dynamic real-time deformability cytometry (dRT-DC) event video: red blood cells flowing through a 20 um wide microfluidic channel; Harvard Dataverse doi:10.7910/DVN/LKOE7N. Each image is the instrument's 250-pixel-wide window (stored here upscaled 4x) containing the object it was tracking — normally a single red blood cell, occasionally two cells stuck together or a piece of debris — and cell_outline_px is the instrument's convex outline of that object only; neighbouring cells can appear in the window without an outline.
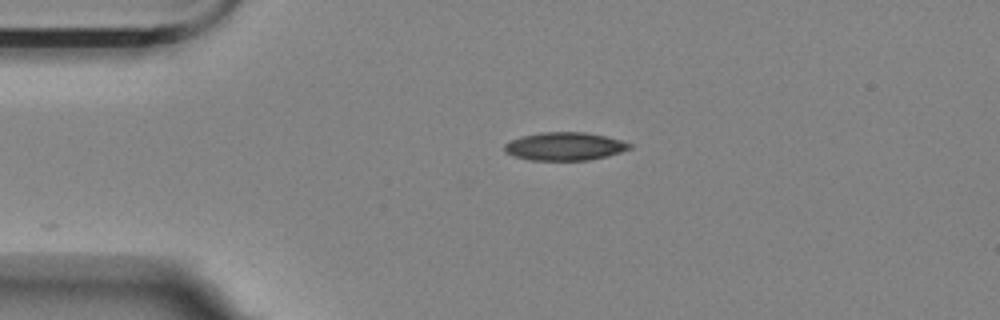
{"species": "Egyptian fruit bat (a non-hibernating species)", "species_latin": "Rousettus aegyptiacus", "temperature_condition": "room temperature", "stored_images_in_passage": 34, "camera_frame_rate_fps": 3000, "um_per_image_px": 0.085, "animal": {"sex": "female"}, "frame": {"image": 1, "passage_image": 1, "time_ms": 0.0, "image_size_px": [1000, 320], "cell_outline_px": [[632, 148], [608, 156], [588, 160], [532, 160], [512, 156], [504, 152], [504, 144], [520, 136], [540, 132], [584, 132], [604, 136], [620, 140], [632, 144]], "centroid_in_image_um": [47.97, 12.44], "position_along_channel_um": 37.0, "area_um2": 20.52}}
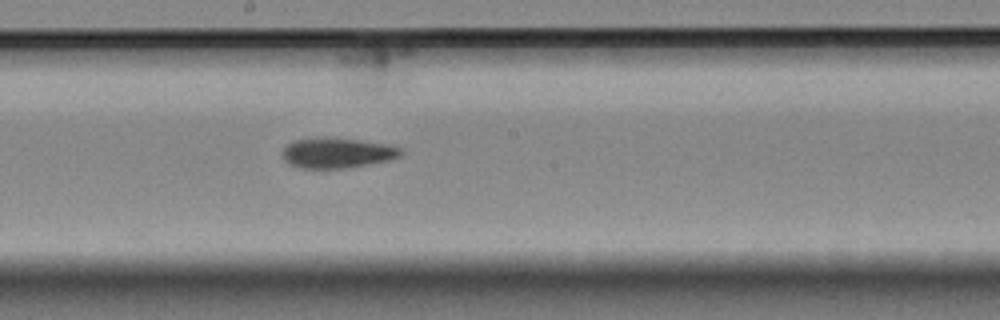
{"frame": {"image": 2, "passage_image": 19, "time_ms": 6.0, "image_size_px": [1000, 320], "cell_outline_px": [[404, 152], [400, 156], [392, 160], [348, 168], [300, 168], [288, 164], [284, 160], [284, 148], [288, 144], [296, 140], [320, 136], [356, 140], [388, 144], [404, 148]], "centroid_in_image_um": [28.72, 13.0], "position_along_channel_um": 219.5, "area_um2": 21.1}}
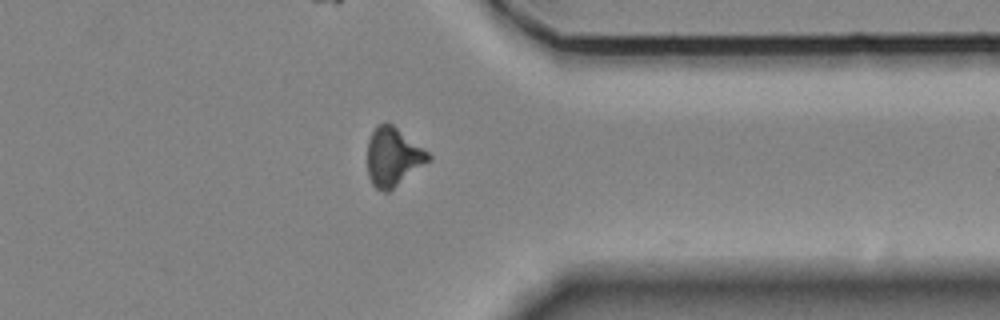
{"frame": {"image": 3, "passage_image": 33, "time_ms": 10.667, "image_size_px": [1000, 320], "cell_outline_px": [[432, 160], [388, 192], [384, 192], [376, 188], [372, 184], [368, 176], [368, 140], [376, 124], [388, 120], [428, 152], [432, 156]], "centroid_in_image_um": [33.42, 13.31], "position_along_channel_um": 378.0, "area_um2": 21.1}}